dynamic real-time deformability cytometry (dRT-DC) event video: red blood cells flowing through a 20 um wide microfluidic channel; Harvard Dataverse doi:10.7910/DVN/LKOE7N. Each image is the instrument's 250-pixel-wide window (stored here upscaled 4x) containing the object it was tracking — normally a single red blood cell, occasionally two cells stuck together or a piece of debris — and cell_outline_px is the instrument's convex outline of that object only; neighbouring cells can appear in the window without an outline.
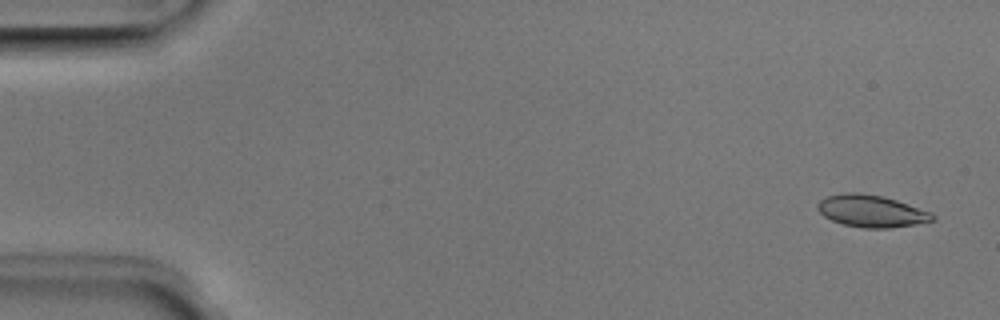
{"species": "Egyptian fruit bat (a non-hibernating species)", "species_latin": "Rousettus aegyptiacus", "temperature_condition": "room temperature", "stored_images_in_passage": 50, "camera_frame_rate_fps": 3000, "um_per_image_px": 0.085, "animal": {"sex": "male"}, "frame": {"image": 1, "passage_image": 2, "time_ms": 0.333, "image_size_px": [1000, 320], "cell_outline_px": [[936, 220], [916, 224], [888, 228], [864, 228], [844, 224], [832, 220], [824, 216], [816, 208], [816, 204], [820, 200], [828, 196], [844, 192], [860, 192], [884, 196], [932, 212], [936, 216]], "centroid_in_image_um": [74.08, 17.93], "position_along_channel_um": 10.9, "area_um2": 21.62}}
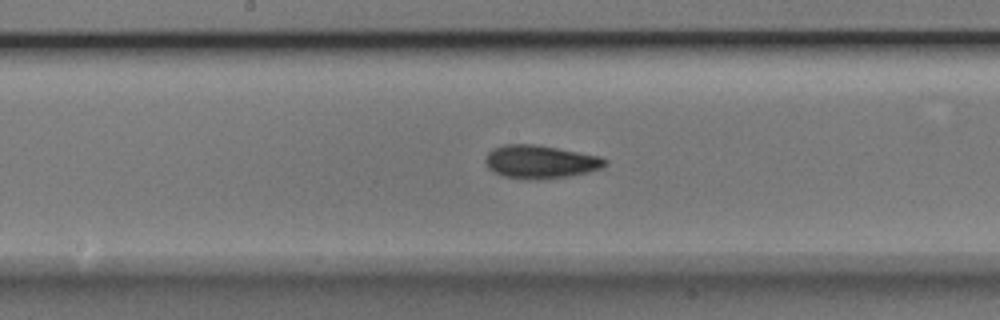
{"frame": {"image": 2, "passage_image": 26, "time_ms": 8.333, "image_size_px": [1000, 320], "cell_outline_px": [[608, 164], [600, 168], [588, 172], [568, 176], [536, 180], [528, 180], [504, 176], [492, 172], [488, 168], [484, 160], [488, 152], [492, 148], [504, 144], [532, 144], [556, 148], [600, 156], [608, 160]], "centroid_in_image_um": [45.89, 13.76], "position_along_channel_um": 202.3, "area_um2": 23.24}}
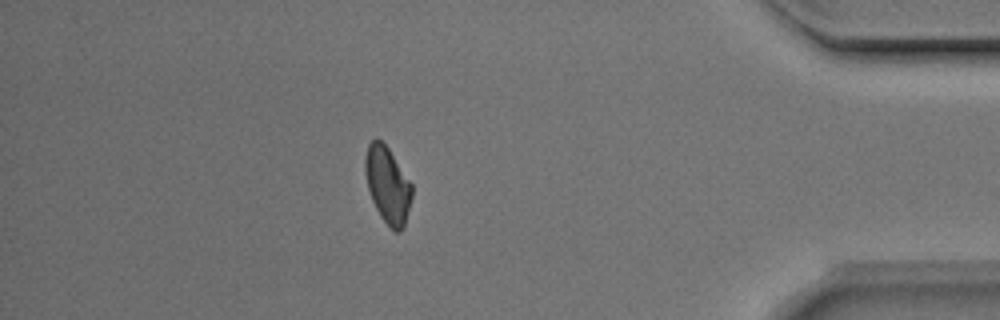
{"frame": {"image": 3, "passage_image": 44, "time_ms": 14.333, "image_size_px": [1000, 320], "cell_outline_px": [[412, 196], [404, 224], [400, 232], [396, 232], [380, 216], [372, 200], [368, 188], [364, 172], [364, 156], [368, 144], [376, 136], [388, 148], [412, 184]], "centroid_in_image_um": [32.92, 15.67], "position_along_channel_um": 402.3, "area_um2": 20.63}, "authors_computed_cell_mechanics": {"area_um2": 21.6461, "velocity_mm_per_s": 4.011, "shape_relaxation_time_tau1_ms": 3.522, "shape_relaxation_time_tau2_ms": 4.8162, "deformation_change_tau1": 0.1285, "deformation_change_tau2": 0.0899}}